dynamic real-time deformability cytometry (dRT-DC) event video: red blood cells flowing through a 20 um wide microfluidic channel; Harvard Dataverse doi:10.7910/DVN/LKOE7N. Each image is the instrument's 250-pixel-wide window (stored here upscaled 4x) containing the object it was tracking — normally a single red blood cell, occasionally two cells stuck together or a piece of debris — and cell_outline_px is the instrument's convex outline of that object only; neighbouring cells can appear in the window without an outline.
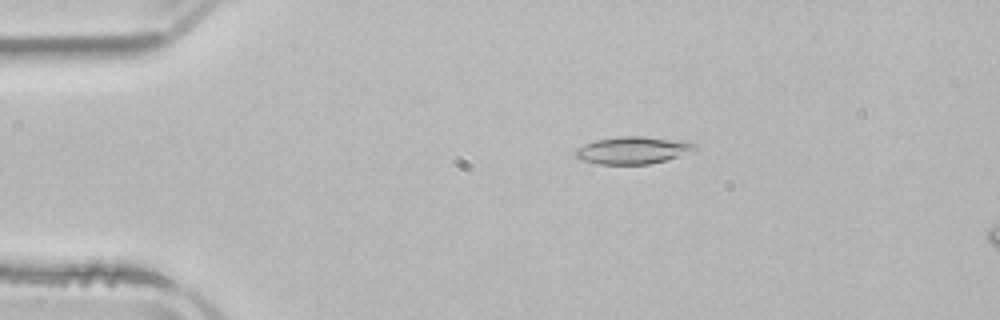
{"species": "common noctule bat (a hibernating species)", "species_latin": "Nyctalus noctula", "temperature_condition": "room temperature", "stored_images_in_passage": 5, "camera_frame_rate_fps": 3000, "um_per_image_px": 0.085, "animal": {"sex": "male", "body_mass_g": 21.5, "forearm_length_mm": 52.0}, "frame": {"image": 1, "passage_image": 5, "time_ms": 5.333, "image_size_px": [1000, 320], "cell_outline_px": [[696, 148], [676, 156], [664, 160], [648, 164], [596, 164], [580, 160], [572, 152], [576, 148], [584, 144], [596, 140], [620, 136], [644, 136], [688, 140], [696, 144]], "centroid_in_image_um": [53.74, 12.75], "position_along_channel_um": 31.3, "area_um2": 19.07}}